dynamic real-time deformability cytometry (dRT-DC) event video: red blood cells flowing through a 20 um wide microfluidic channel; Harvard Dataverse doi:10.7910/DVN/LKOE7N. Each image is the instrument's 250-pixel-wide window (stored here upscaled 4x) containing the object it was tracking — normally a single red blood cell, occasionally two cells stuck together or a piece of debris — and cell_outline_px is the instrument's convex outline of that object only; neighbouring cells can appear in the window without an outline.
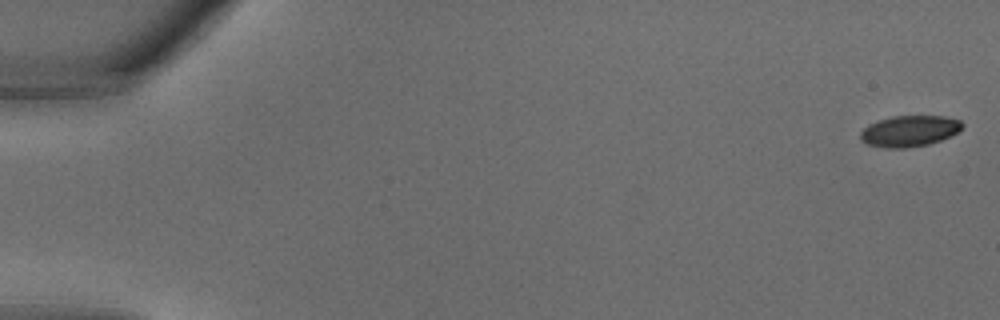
{"species": "common noctule bat (a hibernating species)", "species_latin": "Nyctalus noctula", "temperature_condition": "warm", "stored_images_in_passage": 34, "camera_frame_rate_fps": 3000, "um_per_image_px": 0.085, "animal": {"sex": "male", "body_mass_g": 18.8}, "frame": {"image": 1, "passage_image": 1, "time_ms": 0.0, "image_size_px": [1000, 320], "cell_outline_px": [[964, 124], [956, 132], [940, 140], [928, 144], [904, 148], [884, 148], [868, 144], [860, 140], [860, 132], [868, 124], [876, 120], [892, 116], [944, 116], [960, 120]], "centroid_in_image_um": [77.24, 11.13], "position_along_channel_um": 7.8, "area_um2": 18.38}}
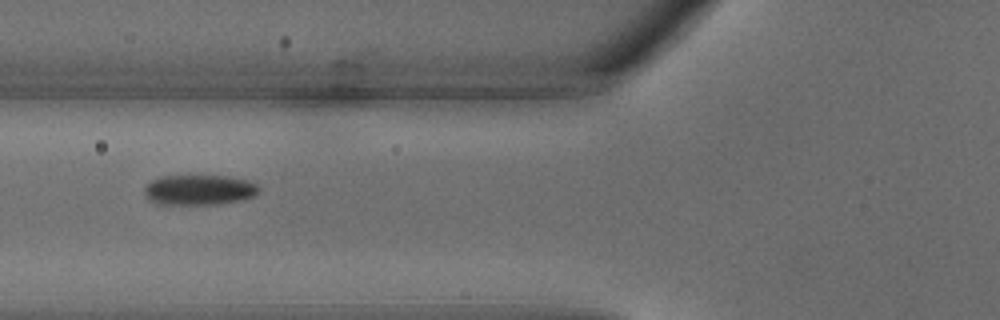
{"frame": {"image": 2, "passage_image": 14, "time_ms": 4.333, "image_size_px": [1000, 320], "cell_outline_px": [[260, 192], [244, 200], [220, 204], [156, 204], [144, 192], [144, 188], [152, 180], [160, 176], [228, 176], [248, 180], [256, 184], [260, 188]], "centroid_in_image_um": [16.98, 16.14], "position_along_channel_um": 108.8, "area_um2": 20.17}}
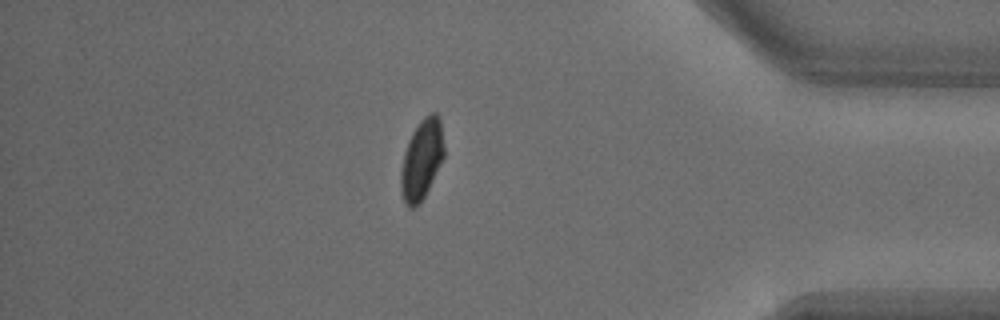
{"frame": {"image": 3, "passage_image": 30, "time_ms": 9.667, "image_size_px": [1000, 320], "cell_outline_px": [[444, 156], [424, 196], [416, 208], [408, 208], [404, 200], [400, 188], [400, 172], [404, 152], [408, 140], [412, 132], [420, 120], [424, 116], [432, 112], [436, 112], [440, 116], [444, 148]], "centroid_in_image_um": [35.83, 13.52], "position_along_channel_um": 399.4, "area_um2": 20.17}}